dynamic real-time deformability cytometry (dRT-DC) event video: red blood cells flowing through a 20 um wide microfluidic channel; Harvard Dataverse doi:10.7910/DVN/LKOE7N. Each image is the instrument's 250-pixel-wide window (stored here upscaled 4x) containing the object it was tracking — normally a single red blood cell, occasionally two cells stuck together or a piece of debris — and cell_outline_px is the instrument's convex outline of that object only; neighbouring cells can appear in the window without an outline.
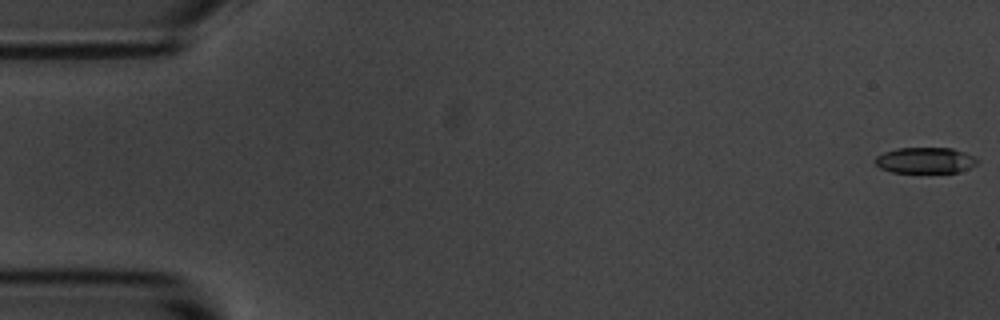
{"species": "common noctule bat (a hibernating species)", "species_latin": "Nyctalus noctula", "temperature_condition": "room temperature", "stored_images_in_passage": 55, "camera_frame_rate_fps": 3000, "um_per_image_px": 0.085, "animal": {"sex": "male", "body_mass_g": 20.1, "forearm_length_mm": 53.5}, "frame": {"image": 1, "passage_image": 1, "time_ms": 0.0, "image_size_px": [1000, 320], "cell_outline_px": [[980, 160], [976, 164], [960, 172], [892, 172], [880, 168], [872, 160], [876, 156], [884, 152], [896, 148], [952, 148], [976, 156]], "centroid_in_image_um": [78.65, 13.62], "position_along_channel_um": 6.4, "area_um2": 15.55}}
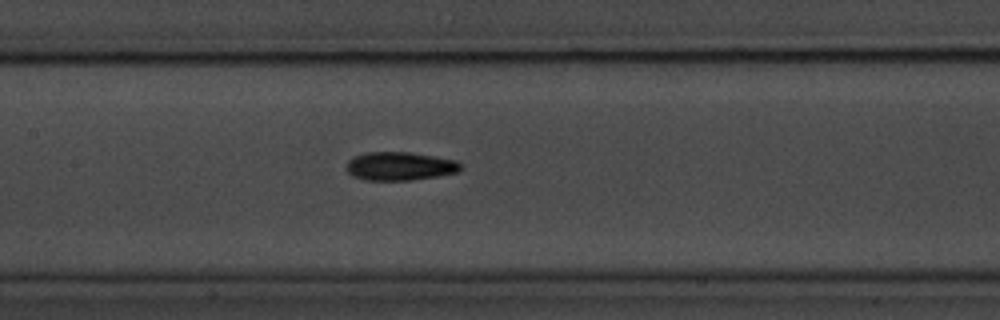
{"frame": {"image": 2, "passage_image": 26, "time_ms": 8.333, "image_size_px": [1000, 320], "cell_outline_px": [[460, 172], [436, 176], [408, 180], [364, 180], [352, 176], [348, 172], [348, 160], [356, 156], [368, 152], [408, 152], [456, 160], [460, 164]], "centroid_in_image_um": [33.98, 14.13], "position_along_channel_um": 173.4, "area_um2": 18.67}}
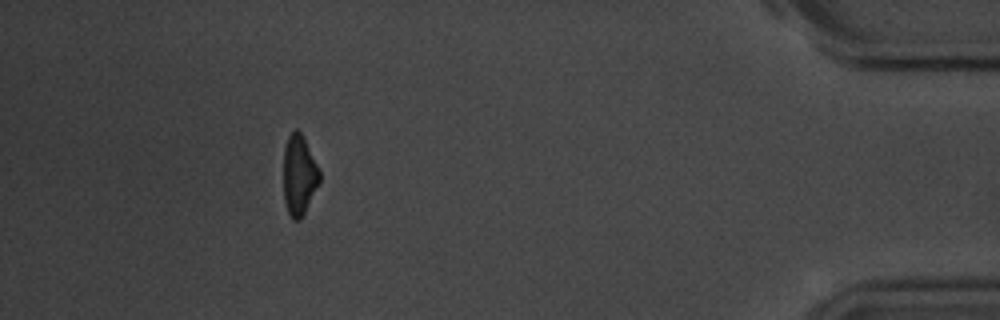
{"frame": {"image": 3, "passage_image": 50, "time_ms": 16.333, "image_size_px": [1000, 320], "cell_outline_px": [[320, 180], [300, 220], [292, 220], [288, 212], [284, 200], [284, 148], [288, 136], [296, 128], [300, 132], [320, 168]], "centroid_in_image_um": [25.42, 14.88], "position_along_channel_um": 409.8, "area_um2": 16.65}, "authors_computed_cell_mechanics": {"area_um2": 17.8024, "velocity_mm_per_s": 3.6821, "shape_relaxation_time_tau1_ms": 2.7251, "shape_relaxation_time_tau2_ms": 3.0037, "deformation_change_tau1": 0.143, "deformation_change_tau2": 0.0952}}